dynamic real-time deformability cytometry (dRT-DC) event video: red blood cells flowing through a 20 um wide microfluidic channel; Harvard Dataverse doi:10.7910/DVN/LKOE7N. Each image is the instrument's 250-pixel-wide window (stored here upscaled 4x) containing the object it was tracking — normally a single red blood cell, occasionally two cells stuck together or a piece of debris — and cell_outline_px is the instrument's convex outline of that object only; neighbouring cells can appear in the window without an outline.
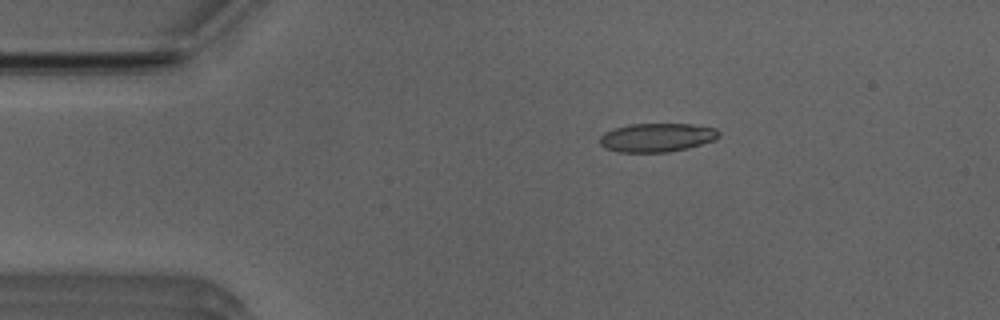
{"species": "Egyptian fruit bat (a non-hibernating species)", "species_latin": "Rousettus aegyptiacus", "temperature_condition": "room temperature", "stored_images_in_passage": 22, "camera_frame_rate_fps": 3000, "um_per_image_px": 0.085, "animal": {"sex": "male"}, "frame": {"image": 1, "passage_image": 9, "time_ms": 2.667, "image_size_px": [1000, 320], "cell_outline_px": [[720, 136], [712, 140], [688, 148], [668, 152], [616, 152], [604, 148], [600, 144], [600, 136], [604, 132], [612, 128], [628, 124], [692, 124], [716, 128], [720, 132]], "centroid_in_image_um": [55.79, 11.68], "position_along_channel_um": 29.2, "area_um2": 20.06}}
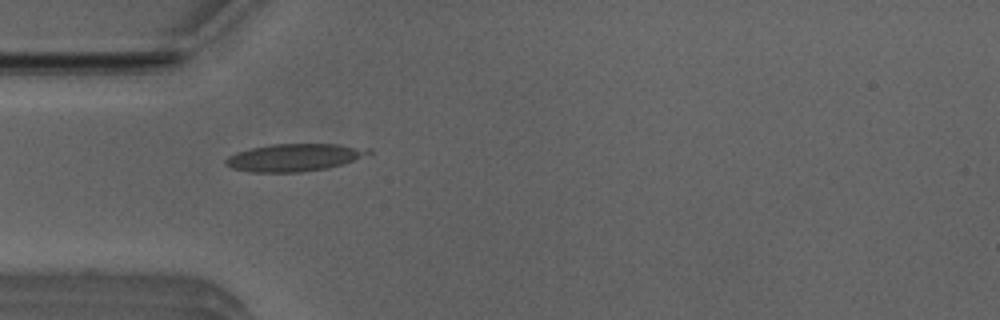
{"frame": {"image": 2, "passage_image": 15, "time_ms": 4.667, "image_size_px": [1000, 320], "cell_outline_px": [[372, 156], [328, 168], [300, 172], [252, 172], [232, 168], [224, 164], [224, 160], [228, 156], [236, 152], [268, 144], [336, 144], [372, 148]], "centroid_in_image_um": [25.1, 13.38], "position_along_channel_um": 59.9, "area_um2": 23.29}}